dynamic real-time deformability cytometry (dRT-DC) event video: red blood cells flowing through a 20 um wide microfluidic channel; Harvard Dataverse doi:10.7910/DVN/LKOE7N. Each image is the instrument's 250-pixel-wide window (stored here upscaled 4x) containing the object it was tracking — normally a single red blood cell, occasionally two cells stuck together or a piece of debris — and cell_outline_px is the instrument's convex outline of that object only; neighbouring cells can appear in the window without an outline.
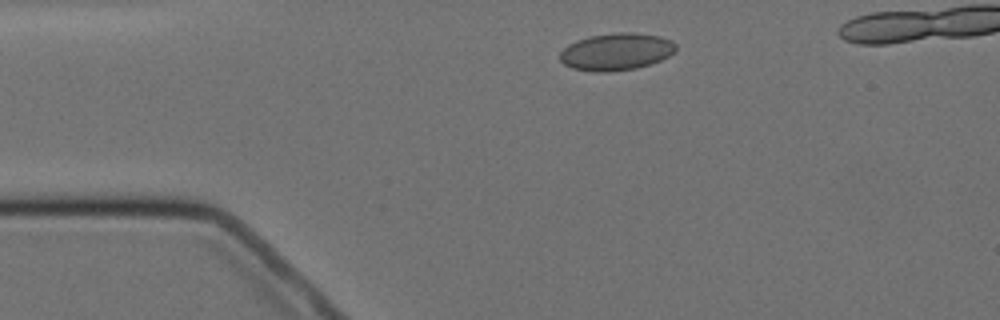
{"species": "Egyptian fruit bat (a non-hibernating species)", "species_latin": "Rousettus aegyptiacus", "temperature_condition": "cold", "stored_images_in_passage": 6, "camera_frame_rate_fps": 3000, "um_per_image_px": 0.085, "animal": {"sex": "female"}, "frame": {"image": 1, "passage_image": 3, "time_ms": 2.333, "image_size_px": [1000, 320], "cell_outline_px": [[676, 52], [660, 60], [636, 68], [608, 72], [592, 72], [572, 68], [564, 64], [560, 60], [560, 52], [568, 44], [576, 40], [592, 36], [616, 32], [632, 32], [660, 36], [672, 40], [676, 44]], "centroid_in_image_um": [52.38, 4.39], "position_along_channel_um": 32.6, "area_um2": 25.2}}
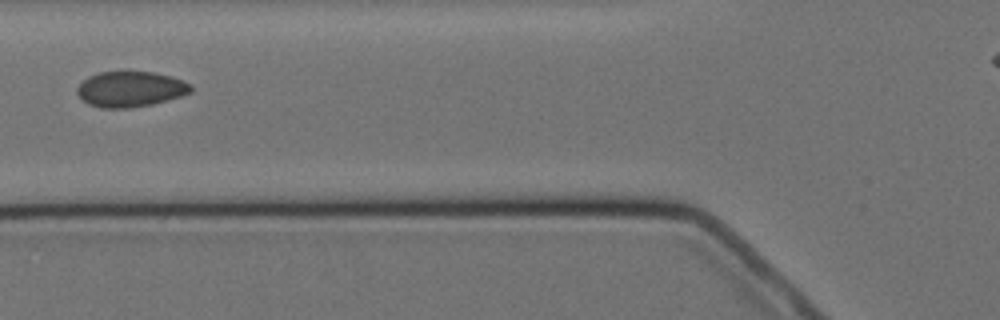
{"frame": {"image": 2, "passage_image": 6, "time_ms": 5.667, "image_size_px": [1000, 320], "cell_outline_px": [[192, 92], [180, 96], [152, 104], [128, 108], [100, 108], [88, 104], [76, 92], [76, 88], [88, 76], [100, 72], [152, 72], [172, 76], [184, 80], [192, 84]], "centroid_in_image_um": [11.1, 7.57], "position_along_channel_um": 114.7, "area_um2": 23.52}}